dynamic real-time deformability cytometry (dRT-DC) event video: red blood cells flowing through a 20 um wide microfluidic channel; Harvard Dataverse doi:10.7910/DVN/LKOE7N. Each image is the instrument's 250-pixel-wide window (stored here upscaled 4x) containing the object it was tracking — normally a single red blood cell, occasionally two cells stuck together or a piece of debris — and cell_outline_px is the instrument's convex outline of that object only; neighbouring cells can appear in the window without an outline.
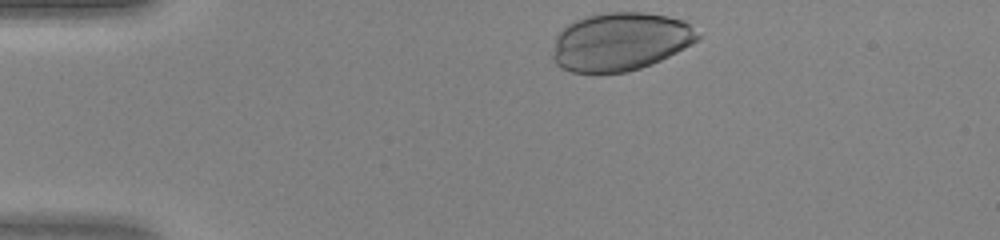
{"species": "human", "species_latin": "Homo sapiens", "temperature_condition": "warm", "stored_images_in_passage": 30, "camera_frame_rate_fps": 3000, "um_per_image_px": 0.085, "donor": {"sex": "female"}, "frame": {"image": 1, "passage_image": 1, "time_ms": 0.0, "image_size_px": [1000, 240], "cell_outline_px": [[700, 40], [652, 64], [628, 72], [572, 72], [560, 68], [552, 60], [552, 56], [556, 36], [568, 24], [576, 20], [588, 16], [608, 12], [640, 12], [668, 16], [684, 20], [700, 36]], "centroid_in_image_um": [52.71, 3.54], "position_along_channel_um": 32.3, "area_um2": 49.01}}
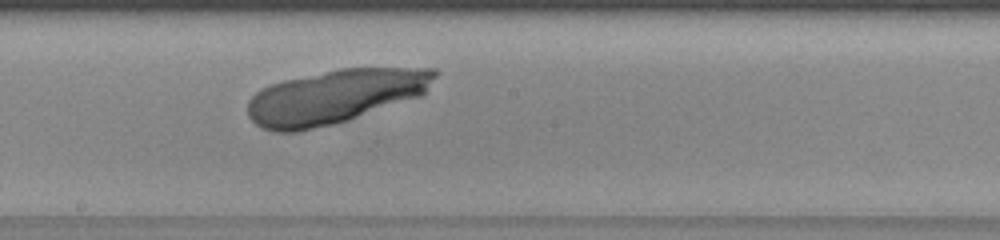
{"frame": {"image": 2, "passage_image": 18, "time_ms": 5.667, "image_size_px": [1000, 240], "cell_outline_px": [[440, 72], [424, 92], [420, 96], [332, 124], [296, 132], [276, 132], [264, 128], [256, 124], [248, 116], [248, 100], [256, 92], [272, 84], [284, 80], [340, 68], [436, 68]], "centroid_in_image_um": [28.46, 8.19], "position_along_channel_um": 219.7, "area_um2": 58.03}}
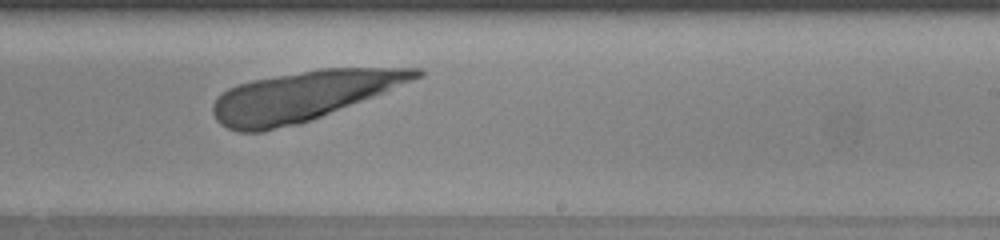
{"frame": {"image": 3, "passage_image": 21, "time_ms": 6.667, "image_size_px": [1000, 240], "cell_outline_px": [[424, 76], [384, 92], [300, 124], [264, 132], [236, 132], [220, 124], [216, 120], [212, 112], [212, 104], [216, 96], [228, 88], [252, 80], [320, 68], [424, 68]], "centroid_in_image_um": [25.73, 8.16], "position_along_channel_um": 263.3, "area_um2": 58.61}}